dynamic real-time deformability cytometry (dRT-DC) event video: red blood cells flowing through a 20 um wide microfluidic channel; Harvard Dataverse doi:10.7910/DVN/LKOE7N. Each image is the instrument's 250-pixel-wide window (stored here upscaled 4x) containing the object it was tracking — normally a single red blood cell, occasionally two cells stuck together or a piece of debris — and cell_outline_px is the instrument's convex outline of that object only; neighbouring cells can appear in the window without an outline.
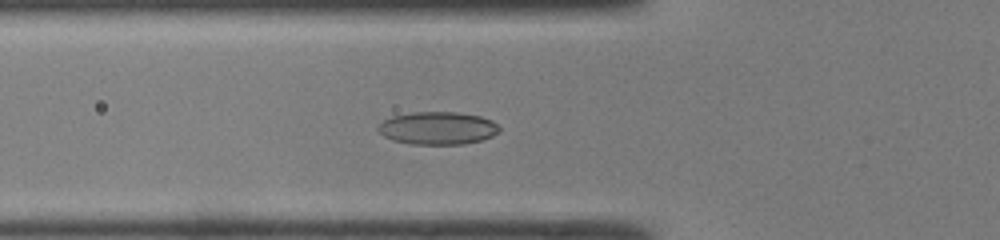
{"species": "common noctule bat (a hibernating species)", "species_latin": "Nyctalus noctula", "temperature_condition": "room temperature", "stored_images_in_passage": 47, "camera_frame_rate_fps": 3000, "um_per_image_px": 0.085, "animal": {"sex": "male", "body_mass_g": 19.0, "forearm_length_mm": 50.8}, "frame": {"image": 1, "passage_image": 17, "time_ms": 5.333, "image_size_px": [1000, 240], "cell_outline_px": [[500, 132], [484, 140], [464, 144], [412, 144], [392, 140], [384, 136], [376, 128], [384, 120], [392, 116], [412, 112], [456, 112], [480, 116], [492, 120], [500, 128]], "centroid_in_image_um": [37.22, 10.89], "position_along_channel_um": 88.6, "area_um2": 23.24}}
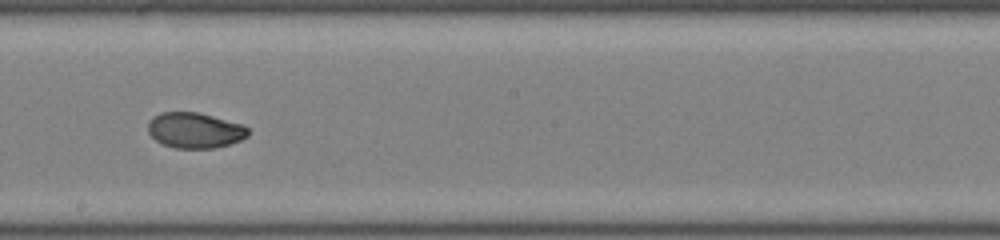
{"frame": {"image": 2, "passage_image": 27, "time_ms": 8.667, "image_size_px": [1000, 240], "cell_outline_px": [[248, 136], [240, 140], [228, 144], [212, 148], [176, 148], [164, 144], [156, 140], [148, 132], [148, 120], [152, 116], [160, 112], [196, 112], [244, 124], [248, 128]], "centroid_in_image_um": [16.55, 11.06], "position_along_channel_um": 231.7, "area_um2": 20.69}}
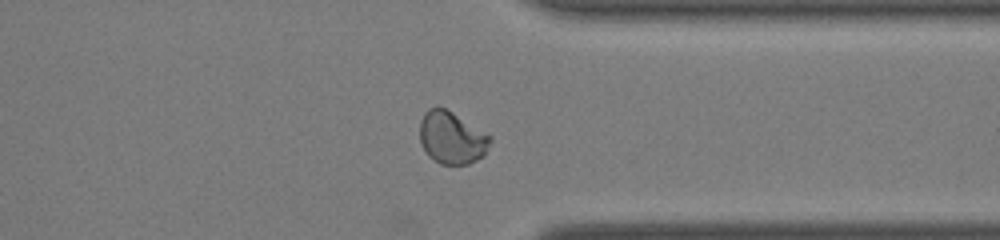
{"frame": {"image": 3, "passage_image": 37, "time_ms": 12.0, "image_size_px": [1000, 240], "cell_outline_px": [[492, 140], [484, 156], [468, 164], [440, 164], [428, 156], [420, 144], [420, 120], [424, 112], [428, 108], [436, 104], [452, 112], [492, 136]], "centroid_in_image_um": [38.38, 11.69], "position_along_channel_um": 373.0, "area_um2": 21.79}, "authors_computed_cell_mechanics": {"area_um2": 21.7906, "velocity_mm_per_s": 4.2829, "shape_relaxation_time_tau1_ms": null, "shape_relaxation_time_tau2_ms": 1.2169, "deformation_change_tau1": null, "deformation_change_tau2": 0.0365}}